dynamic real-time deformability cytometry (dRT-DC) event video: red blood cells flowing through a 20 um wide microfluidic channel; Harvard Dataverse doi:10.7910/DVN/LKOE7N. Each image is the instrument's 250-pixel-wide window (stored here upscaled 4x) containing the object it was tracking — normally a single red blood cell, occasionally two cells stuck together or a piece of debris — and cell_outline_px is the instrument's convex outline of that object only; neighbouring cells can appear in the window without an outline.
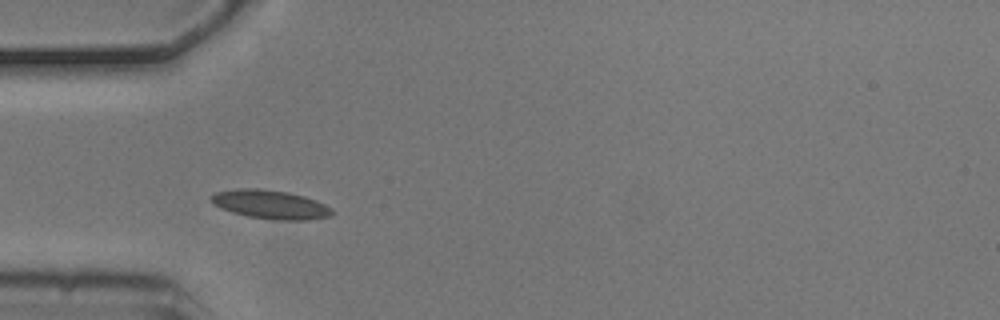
{"species": "common noctule bat (a hibernating species)", "species_latin": "Nyctalus noctula", "temperature_condition": "cold", "stored_images_in_passage": 2, "camera_frame_rate_fps": 3000, "um_per_image_px": 0.085, "animal": {"sex": "male", "body_mass_g": 20.5, "forearm_length_mm": 52.5}, "frame": {"image": 1, "passage_image": 1, "time_ms": 0.0, "image_size_px": [1000, 320], "cell_outline_px": [[336, 212], [332, 216], [308, 220], [272, 220], [248, 216], [232, 212], [220, 208], [212, 204], [208, 200], [208, 196], [216, 192], [240, 188], [256, 188], [288, 192], [304, 196], [316, 200], [332, 208]], "centroid_in_image_um": [22.98, 17.38], "position_along_channel_um": 62.0, "area_um2": 20.63}}
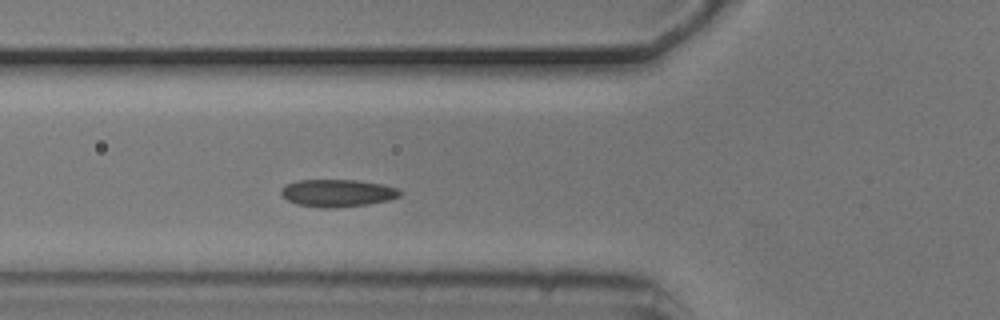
{"frame": {"image": 2, "passage_image": 2, "time_ms": 0.333, "image_size_px": [1000, 320], "cell_outline_px": [[404, 192], [400, 196], [388, 200], [368, 204], [336, 208], [320, 208], [296, 204], [288, 200], [280, 192], [288, 184], [300, 180], [356, 180], [384, 184], [400, 188]], "centroid_in_image_um": [28.77, 16.41], "position_along_channel_um": 97.0, "area_um2": 19.07}}